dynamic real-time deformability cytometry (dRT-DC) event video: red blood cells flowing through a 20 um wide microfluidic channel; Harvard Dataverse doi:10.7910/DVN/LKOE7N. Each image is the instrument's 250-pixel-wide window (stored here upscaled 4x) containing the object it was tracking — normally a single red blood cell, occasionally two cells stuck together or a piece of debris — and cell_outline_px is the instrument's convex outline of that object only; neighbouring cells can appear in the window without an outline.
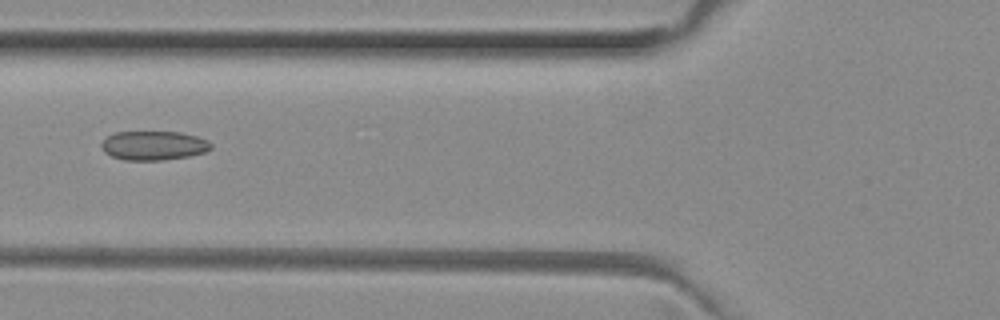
{"species": "common noctule bat (a hibernating species)", "species_latin": "Nyctalus noctula", "temperature_condition": "room temperature", "stored_images_in_passage": 48, "camera_frame_rate_fps": 3000, "um_per_image_px": 0.085, "animal": {"sex": "female", "body_mass_g": 29.2, "forearm_length_mm": 56.3}, "frame": {"image": 1, "passage_image": 16, "time_ms": 5.0, "image_size_px": [1000, 320], "cell_outline_px": [[212, 148], [204, 152], [188, 156], [164, 160], [124, 160], [112, 156], [104, 152], [100, 144], [108, 136], [116, 132], [180, 132], [196, 136], [208, 140], [212, 144]], "centroid_in_image_um": [13.06, 12.37], "position_along_channel_um": 112.7, "area_um2": 18.55}}
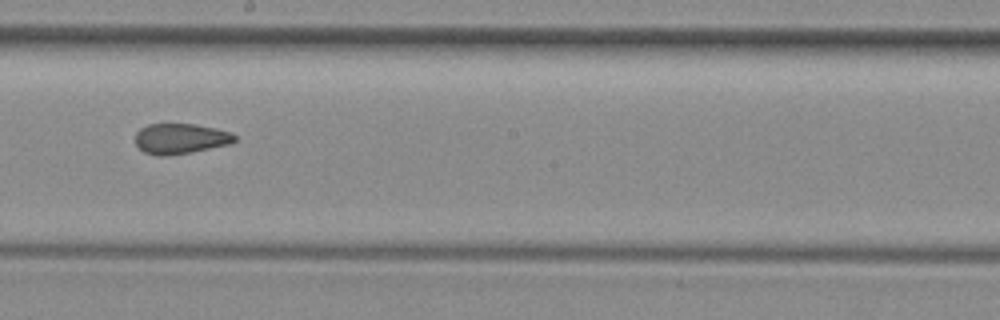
{"frame": {"image": 2, "passage_image": 25, "time_ms": 8.0, "image_size_px": [1000, 320], "cell_outline_px": [[236, 140], [232, 144], [188, 152], [164, 156], [160, 156], [144, 152], [136, 144], [136, 132], [140, 128], [148, 124], [192, 124], [216, 128], [232, 132], [236, 136]], "centroid_in_image_um": [15.36, 11.77], "position_along_channel_um": 232.8, "area_um2": 17.51}}
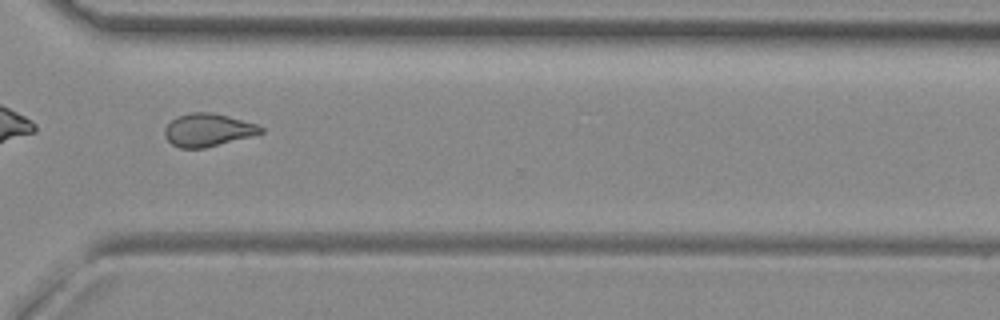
{"frame": {"image": 3, "passage_image": 34, "time_ms": 11.0, "image_size_px": [1000, 320], "cell_outline_px": [[264, 132], [252, 136], [204, 148], [180, 148], [172, 144], [164, 136], [164, 128], [176, 116], [192, 112], [212, 112], [228, 116], [256, 124], [264, 128]], "centroid_in_image_um": [17.66, 11.04], "position_along_channel_um": 352.9, "area_um2": 18.38}, "authors_computed_cell_mechanics": {"area_um2": 18.5538, "velocity_mm_per_s": 4.0071, "shape_relaxation_time_tau1_ms": null, "shape_relaxation_time_tau2_ms": 2.4288, "deformation_change_tau1": null, "deformation_change_tau2": 0.0993}}